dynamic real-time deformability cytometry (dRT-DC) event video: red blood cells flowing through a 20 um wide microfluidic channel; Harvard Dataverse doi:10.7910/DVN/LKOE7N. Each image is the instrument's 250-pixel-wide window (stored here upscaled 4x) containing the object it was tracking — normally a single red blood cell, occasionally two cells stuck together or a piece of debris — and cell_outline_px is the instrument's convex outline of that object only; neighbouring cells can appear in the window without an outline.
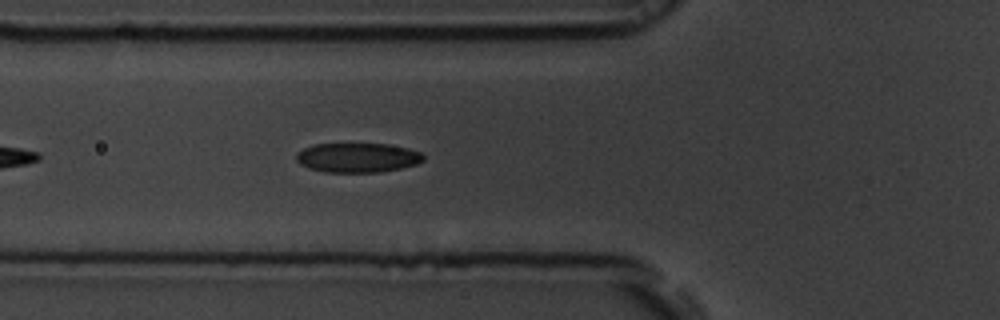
{"species": "common noctule bat (a hibernating species)", "species_latin": "Nyctalus noctula", "temperature_condition": "room temperature", "stored_images_in_passage": 10, "camera_frame_rate_fps": 3000, "um_per_image_px": 0.085, "animal": {"sex": "male", "body_mass_g": 19.5, "forearm_length_mm": 54.6}, "frame": {"image": 1, "passage_image": 6, "time_ms": 1.667, "image_size_px": [1000, 320], "cell_outline_px": [[424, 160], [416, 164], [400, 168], [380, 172], [324, 172], [308, 168], [300, 164], [296, 160], [296, 152], [312, 144], [388, 144], [408, 148], [420, 152], [424, 156]], "centroid_in_image_um": [30.36, 13.4], "position_along_channel_um": 95.4, "area_um2": 21.91}}